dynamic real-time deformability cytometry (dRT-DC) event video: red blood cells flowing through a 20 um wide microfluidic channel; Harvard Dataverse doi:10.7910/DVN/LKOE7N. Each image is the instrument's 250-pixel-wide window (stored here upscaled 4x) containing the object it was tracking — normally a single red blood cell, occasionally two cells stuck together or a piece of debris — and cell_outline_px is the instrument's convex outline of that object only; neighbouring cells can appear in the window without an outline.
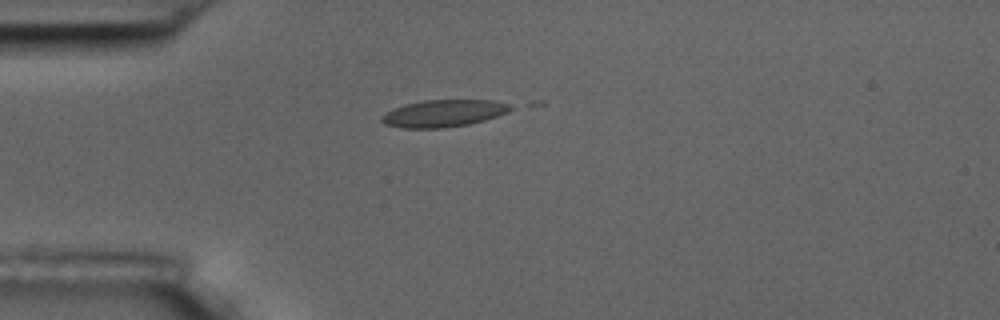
{"species": "common noctule bat (a hibernating species)", "species_latin": "Nyctalus noctula", "temperature_condition": "room temperature", "stored_images_in_passage": 1, "camera_frame_rate_fps": 3000, "um_per_image_px": 0.085, "animal": {"sex": "male", "body_mass_g": 17.5, "forearm_length_mm": 52.3}, "frame": {"image": 1, "passage_image": 1, "time_ms": 0.0, "image_size_px": [1000, 320], "cell_outline_px": [[512, 108], [508, 112], [484, 120], [468, 124], [444, 128], [400, 128], [384, 124], [380, 120], [380, 116], [404, 104], [424, 100], [492, 100], [512, 104]], "centroid_in_image_um": [37.7, 9.63], "position_along_channel_um": 47.3, "area_um2": 20.35}}